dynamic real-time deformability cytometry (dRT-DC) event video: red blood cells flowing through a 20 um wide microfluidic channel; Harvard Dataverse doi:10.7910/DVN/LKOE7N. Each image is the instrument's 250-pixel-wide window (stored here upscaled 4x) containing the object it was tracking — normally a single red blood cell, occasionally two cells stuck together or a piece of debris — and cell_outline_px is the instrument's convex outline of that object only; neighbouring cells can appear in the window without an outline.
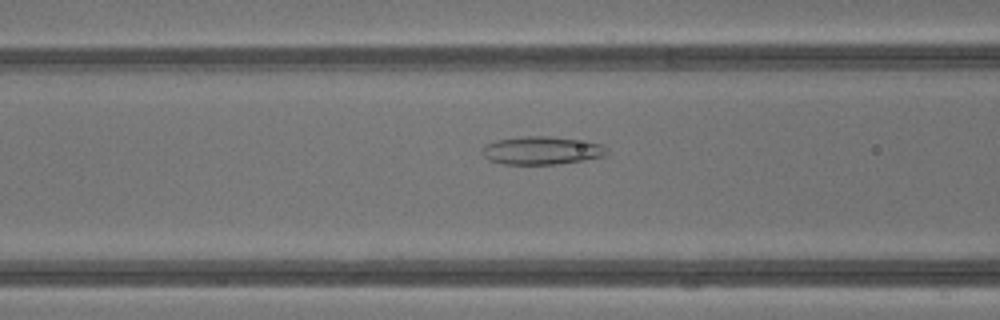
{"species": "common noctule bat (a hibernating species)", "species_latin": "Nyctalus noctula", "temperature_condition": "warm", "stored_images_in_passage": 43, "camera_frame_rate_fps": 3000, "um_per_image_px": 0.085, "animal": {"sex": "male", "body_mass_g": 13.3}, "frame": {"image": 1, "passage_image": 18, "time_ms": 5.667, "image_size_px": [1000, 320], "cell_outline_px": [[608, 152], [604, 156], [584, 160], [556, 164], [504, 164], [488, 160], [480, 152], [484, 144], [496, 140], [524, 136], [548, 136], [604, 144], [608, 148]], "centroid_in_image_um": [46.02, 12.79], "position_along_channel_um": 120.6, "area_um2": 20.46}}
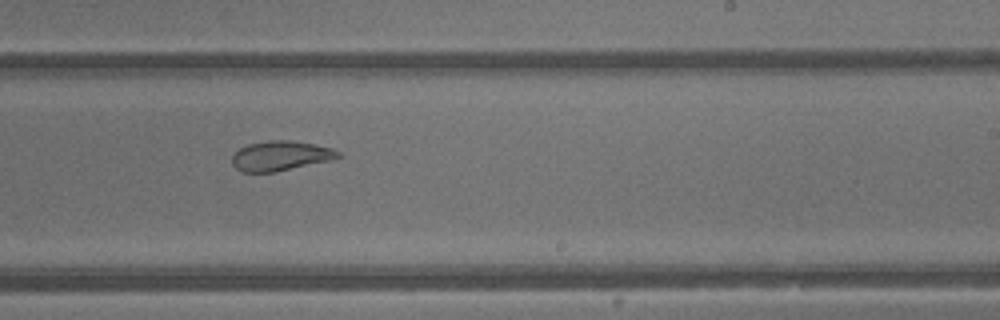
{"frame": {"image": 2, "passage_image": 27, "time_ms": 8.667, "image_size_px": [1000, 320], "cell_outline_px": [[340, 156], [332, 160], [272, 172], [240, 172], [232, 164], [232, 156], [240, 148], [248, 144], [268, 140], [292, 140], [332, 148], [340, 152]], "centroid_in_image_um": [23.82, 13.24], "position_along_channel_um": 265.2, "area_um2": 18.26}}
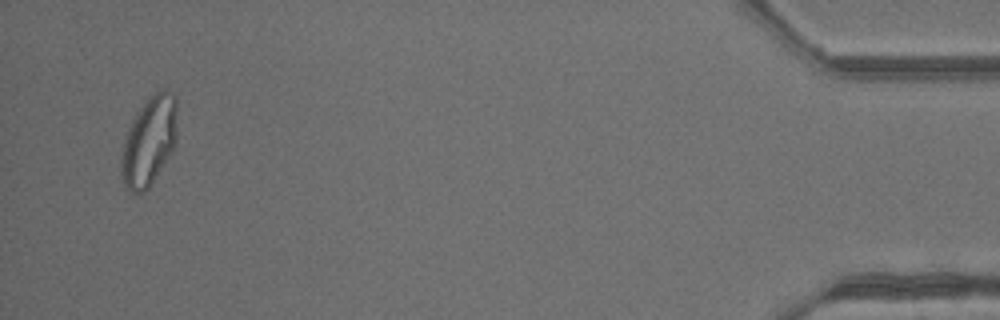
{"frame": {"image": 3, "passage_image": 42, "time_ms": 13.667, "image_size_px": [1000, 320], "cell_outline_px": [[176, 140], [168, 156], [148, 188], [144, 192], [132, 192], [124, 188], [120, 172], [120, 160], [124, 140], [128, 128], [136, 112], [148, 96], [164, 88], [172, 92], [176, 100]], "centroid_in_image_um": [12.63, 11.98], "position_along_channel_um": 422.6, "area_um2": 28.96}, "authors_computed_cell_mechanics": {"area_um2": 25.721, "velocity_mm_per_s": 4.8242, "shape_relaxation_time_tau1_ms": null, "shape_relaxation_time_tau2_ms": 1.1645, "deformation_change_tau1": null, "deformation_change_tau2": 0.0745}}